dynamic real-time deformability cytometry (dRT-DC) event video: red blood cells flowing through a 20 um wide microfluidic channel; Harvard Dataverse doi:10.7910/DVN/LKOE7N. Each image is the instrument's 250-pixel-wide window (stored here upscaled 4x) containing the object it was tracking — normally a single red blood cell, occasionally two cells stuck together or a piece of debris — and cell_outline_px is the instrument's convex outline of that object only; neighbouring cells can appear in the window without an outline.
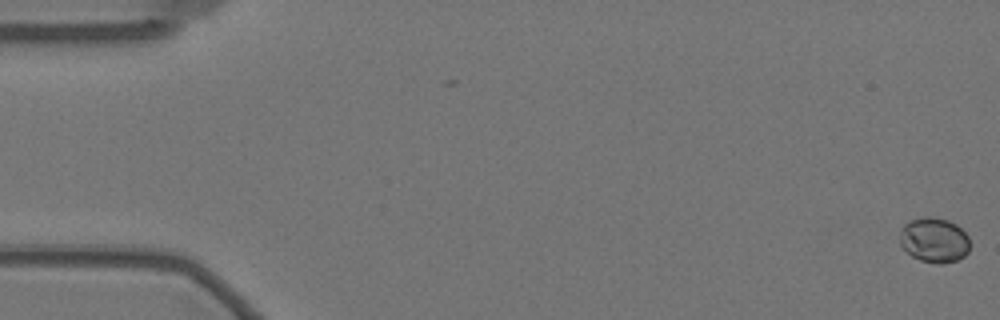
{"species": "Egyptian fruit bat (a non-hibernating species)", "species_latin": "Rousettus aegyptiacus", "temperature_condition": "warm", "stored_images_in_passage": 59, "camera_frame_rate_fps": 3000, "um_per_image_px": 0.085, "animal": {"sex": "female"}, "frame": {"image": 1, "passage_image": 1, "time_ms": 0.0, "image_size_px": [1000, 320], "cell_outline_px": [[968, 252], [964, 256], [956, 260], [944, 264], [936, 264], [920, 260], [912, 256], [900, 244], [900, 228], [908, 220], [924, 216], [928, 216], [948, 220], [956, 224], [968, 236]], "centroid_in_image_um": [79.38, 20.4], "position_along_channel_um": 5.6, "area_um2": 18.44}}
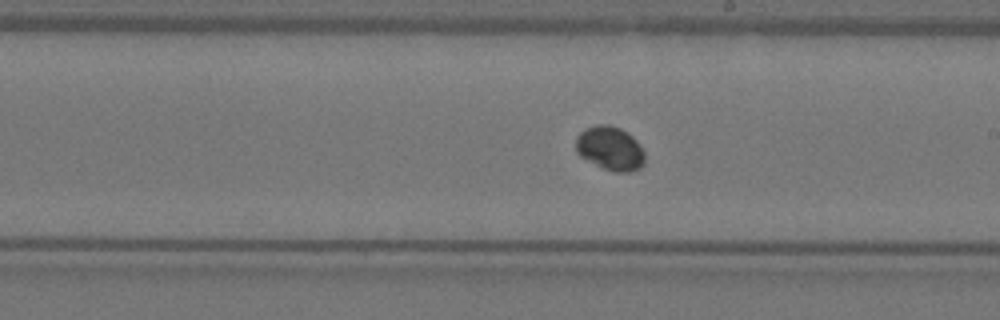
{"frame": {"image": 2, "passage_image": 34, "time_ms": 11.0, "image_size_px": [1000, 320], "cell_outline_px": [[644, 164], [640, 168], [628, 172], [616, 172], [604, 168], [580, 156], [576, 152], [576, 136], [584, 128], [596, 124], [608, 124], [620, 128], [628, 132], [640, 144], [644, 152]], "centroid_in_image_um": [51.86, 12.59], "position_along_channel_um": 237.1, "area_um2": 17.74}}
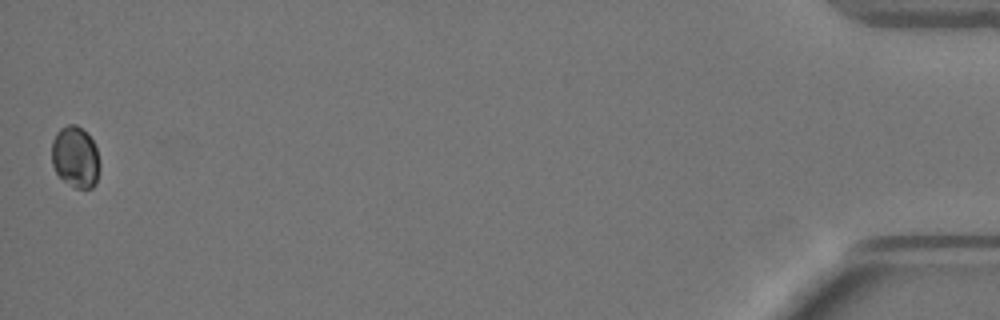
{"frame": {"image": 3, "passage_image": 59, "time_ms": 19.333, "image_size_px": [1000, 320], "cell_outline_px": [[100, 168], [96, 184], [92, 188], [76, 188], [64, 180], [56, 172], [52, 164], [52, 140], [56, 132], [60, 128], [68, 124], [76, 124], [92, 140], [96, 148], [100, 164]], "centroid_in_image_um": [6.41, 13.35], "position_along_channel_um": 428.8, "area_um2": 17.11}, "authors_computed_cell_mechanics": {"area_um2": 17.3978, "velocity_mm_per_s": 3.4417, "shape_relaxation_time_tau1_ms": null, "shape_relaxation_time_tau2_ms": 6.5632, "deformation_change_tau1": null, "deformation_change_tau2": 0.0105}}